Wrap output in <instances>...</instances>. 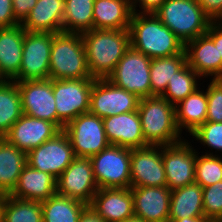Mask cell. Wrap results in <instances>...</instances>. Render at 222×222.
<instances>
[{
  "mask_svg": "<svg viewBox=\"0 0 222 222\" xmlns=\"http://www.w3.org/2000/svg\"><path fill=\"white\" fill-rule=\"evenodd\" d=\"M0 222H43L42 203L4 195L0 199Z\"/></svg>",
  "mask_w": 222,
  "mask_h": 222,
  "instance_id": "29",
  "label": "cell"
},
{
  "mask_svg": "<svg viewBox=\"0 0 222 222\" xmlns=\"http://www.w3.org/2000/svg\"><path fill=\"white\" fill-rule=\"evenodd\" d=\"M27 165V153L4 137L0 138V195H9L15 188L22 169Z\"/></svg>",
  "mask_w": 222,
  "mask_h": 222,
  "instance_id": "27",
  "label": "cell"
},
{
  "mask_svg": "<svg viewBox=\"0 0 222 222\" xmlns=\"http://www.w3.org/2000/svg\"><path fill=\"white\" fill-rule=\"evenodd\" d=\"M130 187L166 186L162 145L131 149Z\"/></svg>",
  "mask_w": 222,
  "mask_h": 222,
  "instance_id": "16",
  "label": "cell"
},
{
  "mask_svg": "<svg viewBox=\"0 0 222 222\" xmlns=\"http://www.w3.org/2000/svg\"><path fill=\"white\" fill-rule=\"evenodd\" d=\"M76 158L68 135L61 130L52 139L27 153V164L57 179Z\"/></svg>",
  "mask_w": 222,
  "mask_h": 222,
  "instance_id": "11",
  "label": "cell"
},
{
  "mask_svg": "<svg viewBox=\"0 0 222 222\" xmlns=\"http://www.w3.org/2000/svg\"><path fill=\"white\" fill-rule=\"evenodd\" d=\"M202 78L186 63L175 76L169 80L166 91L162 95L170 104L176 106L200 86Z\"/></svg>",
  "mask_w": 222,
  "mask_h": 222,
  "instance_id": "34",
  "label": "cell"
},
{
  "mask_svg": "<svg viewBox=\"0 0 222 222\" xmlns=\"http://www.w3.org/2000/svg\"><path fill=\"white\" fill-rule=\"evenodd\" d=\"M154 14L184 44L206 34L213 22L198 0H166Z\"/></svg>",
  "mask_w": 222,
  "mask_h": 222,
  "instance_id": "4",
  "label": "cell"
},
{
  "mask_svg": "<svg viewBox=\"0 0 222 222\" xmlns=\"http://www.w3.org/2000/svg\"><path fill=\"white\" fill-rule=\"evenodd\" d=\"M130 188L135 216L146 222H169L171 190L167 186Z\"/></svg>",
  "mask_w": 222,
  "mask_h": 222,
  "instance_id": "19",
  "label": "cell"
},
{
  "mask_svg": "<svg viewBox=\"0 0 222 222\" xmlns=\"http://www.w3.org/2000/svg\"><path fill=\"white\" fill-rule=\"evenodd\" d=\"M131 0H94L93 29H129Z\"/></svg>",
  "mask_w": 222,
  "mask_h": 222,
  "instance_id": "25",
  "label": "cell"
},
{
  "mask_svg": "<svg viewBox=\"0 0 222 222\" xmlns=\"http://www.w3.org/2000/svg\"><path fill=\"white\" fill-rule=\"evenodd\" d=\"M151 60L145 54L129 47L107 79L115 86L134 93L139 98L150 97Z\"/></svg>",
  "mask_w": 222,
  "mask_h": 222,
  "instance_id": "7",
  "label": "cell"
},
{
  "mask_svg": "<svg viewBox=\"0 0 222 222\" xmlns=\"http://www.w3.org/2000/svg\"><path fill=\"white\" fill-rule=\"evenodd\" d=\"M206 35L214 42V45L218 48L219 57L222 58V24L220 22H212Z\"/></svg>",
  "mask_w": 222,
  "mask_h": 222,
  "instance_id": "43",
  "label": "cell"
},
{
  "mask_svg": "<svg viewBox=\"0 0 222 222\" xmlns=\"http://www.w3.org/2000/svg\"><path fill=\"white\" fill-rule=\"evenodd\" d=\"M94 80L95 78L52 79L57 117L65 125L79 115L89 113Z\"/></svg>",
  "mask_w": 222,
  "mask_h": 222,
  "instance_id": "9",
  "label": "cell"
},
{
  "mask_svg": "<svg viewBox=\"0 0 222 222\" xmlns=\"http://www.w3.org/2000/svg\"><path fill=\"white\" fill-rule=\"evenodd\" d=\"M198 3L213 22L222 19V0H198Z\"/></svg>",
  "mask_w": 222,
  "mask_h": 222,
  "instance_id": "40",
  "label": "cell"
},
{
  "mask_svg": "<svg viewBox=\"0 0 222 222\" xmlns=\"http://www.w3.org/2000/svg\"><path fill=\"white\" fill-rule=\"evenodd\" d=\"M204 217L208 221H222V181L202 188Z\"/></svg>",
  "mask_w": 222,
  "mask_h": 222,
  "instance_id": "37",
  "label": "cell"
},
{
  "mask_svg": "<svg viewBox=\"0 0 222 222\" xmlns=\"http://www.w3.org/2000/svg\"><path fill=\"white\" fill-rule=\"evenodd\" d=\"M23 115L21 96L17 82L3 80L0 83V138Z\"/></svg>",
  "mask_w": 222,
  "mask_h": 222,
  "instance_id": "31",
  "label": "cell"
},
{
  "mask_svg": "<svg viewBox=\"0 0 222 222\" xmlns=\"http://www.w3.org/2000/svg\"><path fill=\"white\" fill-rule=\"evenodd\" d=\"M78 222H105L90 205H88L81 213Z\"/></svg>",
  "mask_w": 222,
  "mask_h": 222,
  "instance_id": "44",
  "label": "cell"
},
{
  "mask_svg": "<svg viewBox=\"0 0 222 222\" xmlns=\"http://www.w3.org/2000/svg\"><path fill=\"white\" fill-rule=\"evenodd\" d=\"M90 158L76 157L56 179V194L90 205L98 191Z\"/></svg>",
  "mask_w": 222,
  "mask_h": 222,
  "instance_id": "15",
  "label": "cell"
},
{
  "mask_svg": "<svg viewBox=\"0 0 222 222\" xmlns=\"http://www.w3.org/2000/svg\"><path fill=\"white\" fill-rule=\"evenodd\" d=\"M200 89L199 87L175 106V121L181 134L185 129L191 135L206 122L208 99L206 90Z\"/></svg>",
  "mask_w": 222,
  "mask_h": 222,
  "instance_id": "26",
  "label": "cell"
},
{
  "mask_svg": "<svg viewBox=\"0 0 222 222\" xmlns=\"http://www.w3.org/2000/svg\"><path fill=\"white\" fill-rule=\"evenodd\" d=\"M94 0H65L62 30L83 34L93 29Z\"/></svg>",
  "mask_w": 222,
  "mask_h": 222,
  "instance_id": "33",
  "label": "cell"
},
{
  "mask_svg": "<svg viewBox=\"0 0 222 222\" xmlns=\"http://www.w3.org/2000/svg\"><path fill=\"white\" fill-rule=\"evenodd\" d=\"M89 73L107 79L130 47L128 29H92L82 34Z\"/></svg>",
  "mask_w": 222,
  "mask_h": 222,
  "instance_id": "1",
  "label": "cell"
},
{
  "mask_svg": "<svg viewBox=\"0 0 222 222\" xmlns=\"http://www.w3.org/2000/svg\"><path fill=\"white\" fill-rule=\"evenodd\" d=\"M90 206L105 222H123L134 216L131 188L98 189Z\"/></svg>",
  "mask_w": 222,
  "mask_h": 222,
  "instance_id": "20",
  "label": "cell"
},
{
  "mask_svg": "<svg viewBox=\"0 0 222 222\" xmlns=\"http://www.w3.org/2000/svg\"><path fill=\"white\" fill-rule=\"evenodd\" d=\"M140 98L134 93L119 88L108 79H95L89 113L100 118L138 110Z\"/></svg>",
  "mask_w": 222,
  "mask_h": 222,
  "instance_id": "12",
  "label": "cell"
},
{
  "mask_svg": "<svg viewBox=\"0 0 222 222\" xmlns=\"http://www.w3.org/2000/svg\"><path fill=\"white\" fill-rule=\"evenodd\" d=\"M37 0H12L15 18L22 23L36 5Z\"/></svg>",
  "mask_w": 222,
  "mask_h": 222,
  "instance_id": "41",
  "label": "cell"
},
{
  "mask_svg": "<svg viewBox=\"0 0 222 222\" xmlns=\"http://www.w3.org/2000/svg\"><path fill=\"white\" fill-rule=\"evenodd\" d=\"M199 154L196 150L195 182L203 188L222 181V153Z\"/></svg>",
  "mask_w": 222,
  "mask_h": 222,
  "instance_id": "35",
  "label": "cell"
},
{
  "mask_svg": "<svg viewBox=\"0 0 222 222\" xmlns=\"http://www.w3.org/2000/svg\"><path fill=\"white\" fill-rule=\"evenodd\" d=\"M123 222H146V221H144L142 218L134 215L128 219H125Z\"/></svg>",
  "mask_w": 222,
  "mask_h": 222,
  "instance_id": "46",
  "label": "cell"
},
{
  "mask_svg": "<svg viewBox=\"0 0 222 222\" xmlns=\"http://www.w3.org/2000/svg\"><path fill=\"white\" fill-rule=\"evenodd\" d=\"M23 114L54 123L60 130L65 124L57 117L52 79L17 82Z\"/></svg>",
  "mask_w": 222,
  "mask_h": 222,
  "instance_id": "13",
  "label": "cell"
},
{
  "mask_svg": "<svg viewBox=\"0 0 222 222\" xmlns=\"http://www.w3.org/2000/svg\"><path fill=\"white\" fill-rule=\"evenodd\" d=\"M26 30L22 24L0 28V76L12 80L20 70Z\"/></svg>",
  "mask_w": 222,
  "mask_h": 222,
  "instance_id": "23",
  "label": "cell"
},
{
  "mask_svg": "<svg viewBox=\"0 0 222 222\" xmlns=\"http://www.w3.org/2000/svg\"><path fill=\"white\" fill-rule=\"evenodd\" d=\"M49 70V79L92 78L81 34L65 31L54 33Z\"/></svg>",
  "mask_w": 222,
  "mask_h": 222,
  "instance_id": "5",
  "label": "cell"
},
{
  "mask_svg": "<svg viewBox=\"0 0 222 222\" xmlns=\"http://www.w3.org/2000/svg\"><path fill=\"white\" fill-rule=\"evenodd\" d=\"M190 143L183 138L178 143L162 146L166 186L171 191L195 182L196 149Z\"/></svg>",
  "mask_w": 222,
  "mask_h": 222,
  "instance_id": "14",
  "label": "cell"
},
{
  "mask_svg": "<svg viewBox=\"0 0 222 222\" xmlns=\"http://www.w3.org/2000/svg\"><path fill=\"white\" fill-rule=\"evenodd\" d=\"M166 0H131L133 13H154ZM137 9L136 7H138Z\"/></svg>",
  "mask_w": 222,
  "mask_h": 222,
  "instance_id": "42",
  "label": "cell"
},
{
  "mask_svg": "<svg viewBox=\"0 0 222 222\" xmlns=\"http://www.w3.org/2000/svg\"><path fill=\"white\" fill-rule=\"evenodd\" d=\"M54 194L56 179L51 174L36 170L27 164L9 195L16 199L43 202Z\"/></svg>",
  "mask_w": 222,
  "mask_h": 222,
  "instance_id": "22",
  "label": "cell"
},
{
  "mask_svg": "<svg viewBox=\"0 0 222 222\" xmlns=\"http://www.w3.org/2000/svg\"><path fill=\"white\" fill-rule=\"evenodd\" d=\"M175 222H209L205 217H187L178 219Z\"/></svg>",
  "mask_w": 222,
  "mask_h": 222,
  "instance_id": "45",
  "label": "cell"
},
{
  "mask_svg": "<svg viewBox=\"0 0 222 222\" xmlns=\"http://www.w3.org/2000/svg\"><path fill=\"white\" fill-rule=\"evenodd\" d=\"M90 160L99 189L130 188L131 149L109 145Z\"/></svg>",
  "mask_w": 222,
  "mask_h": 222,
  "instance_id": "6",
  "label": "cell"
},
{
  "mask_svg": "<svg viewBox=\"0 0 222 222\" xmlns=\"http://www.w3.org/2000/svg\"><path fill=\"white\" fill-rule=\"evenodd\" d=\"M128 30L130 47L151 59L184 51L185 44L154 13H133Z\"/></svg>",
  "mask_w": 222,
  "mask_h": 222,
  "instance_id": "2",
  "label": "cell"
},
{
  "mask_svg": "<svg viewBox=\"0 0 222 222\" xmlns=\"http://www.w3.org/2000/svg\"><path fill=\"white\" fill-rule=\"evenodd\" d=\"M206 89L208 108L206 121L222 122V79H211Z\"/></svg>",
  "mask_w": 222,
  "mask_h": 222,
  "instance_id": "38",
  "label": "cell"
},
{
  "mask_svg": "<svg viewBox=\"0 0 222 222\" xmlns=\"http://www.w3.org/2000/svg\"><path fill=\"white\" fill-rule=\"evenodd\" d=\"M186 63L185 50L174 56L153 58L150 65L151 96H162L166 91L169 80Z\"/></svg>",
  "mask_w": 222,
  "mask_h": 222,
  "instance_id": "30",
  "label": "cell"
},
{
  "mask_svg": "<svg viewBox=\"0 0 222 222\" xmlns=\"http://www.w3.org/2000/svg\"><path fill=\"white\" fill-rule=\"evenodd\" d=\"M20 24L15 18L12 8V0H0V28L12 27Z\"/></svg>",
  "mask_w": 222,
  "mask_h": 222,
  "instance_id": "39",
  "label": "cell"
},
{
  "mask_svg": "<svg viewBox=\"0 0 222 222\" xmlns=\"http://www.w3.org/2000/svg\"><path fill=\"white\" fill-rule=\"evenodd\" d=\"M53 33L28 32L24 35L22 61L15 82L45 80L50 76Z\"/></svg>",
  "mask_w": 222,
  "mask_h": 222,
  "instance_id": "8",
  "label": "cell"
},
{
  "mask_svg": "<svg viewBox=\"0 0 222 222\" xmlns=\"http://www.w3.org/2000/svg\"><path fill=\"white\" fill-rule=\"evenodd\" d=\"M191 136L195 141L200 142L202 146L208 147L211 151L215 149V154L208 150L204 154L217 155L219 151L222 152V122L206 121Z\"/></svg>",
  "mask_w": 222,
  "mask_h": 222,
  "instance_id": "36",
  "label": "cell"
},
{
  "mask_svg": "<svg viewBox=\"0 0 222 222\" xmlns=\"http://www.w3.org/2000/svg\"><path fill=\"white\" fill-rule=\"evenodd\" d=\"M187 217H204L202 187L196 182L171 191L169 222Z\"/></svg>",
  "mask_w": 222,
  "mask_h": 222,
  "instance_id": "28",
  "label": "cell"
},
{
  "mask_svg": "<svg viewBox=\"0 0 222 222\" xmlns=\"http://www.w3.org/2000/svg\"><path fill=\"white\" fill-rule=\"evenodd\" d=\"M43 222H78L87 204L59 194L41 202Z\"/></svg>",
  "mask_w": 222,
  "mask_h": 222,
  "instance_id": "32",
  "label": "cell"
},
{
  "mask_svg": "<svg viewBox=\"0 0 222 222\" xmlns=\"http://www.w3.org/2000/svg\"><path fill=\"white\" fill-rule=\"evenodd\" d=\"M63 131L68 135L76 157L90 158L110 145L102 118L91 113L71 120Z\"/></svg>",
  "mask_w": 222,
  "mask_h": 222,
  "instance_id": "10",
  "label": "cell"
},
{
  "mask_svg": "<svg viewBox=\"0 0 222 222\" xmlns=\"http://www.w3.org/2000/svg\"><path fill=\"white\" fill-rule=\"evenodd\" d=\"M106 138L110 145L129 149L149 146L143 137L138 111H130L102 118Z\"/></svg>",
  "mask_w": 222,
  "mask_h": 222,
  "instance_id": "18",
  "label": "cell"
},
{
  "mask_svg": "<svg viewBox=\"0 0 222 222\" xmlns=\"http://www.w3.org/2000/svg\"><path fill=\"white\" fill-rule=\"evenodd\" d=\"M61 130L52 122L23 114L4 138L19 150L28 153L52 139Z\"/></svg>",
  "mask_w": 222,
  "mask_h": 222,
  "instance_id": "17",
  "label": "cell"
},
{
  "mask_svg": "<svg viewBox=\"0 0 222 222\" xmlns=\"http://www.w3.org/2000/svg\"><path fill=\"white\" fill-rule=\"evenodd\" d=\"M137 111L149 145H171L183 140L175 121V106L162 96L140 98Z\"/></svg>",
  "mask_w": 222,
  "mask_h": 222,
  "instance_id": "3",
  "label": "cell"
},
{
  "mask_svg": "<svg viewBox=\"0 0 222 222\" xmlns=\"http://www.w3.org/2000/svg\"><path fill=\"white\" fill-rule=\"evenodd\" d=\"M65 0H37L36 5L21 23L28 32L57 33L63 26Z\"/></svg>",
  "mask_w": 222,
  "mask_h": 222,
  "instance_id": "24",
  "label": "cell"
},
{
  "mask_svg": "<svg viewBox=\"0 0 222 222\" xmlns=\"http://www.w3.org/2000/svg\"><path fill=\"white\" fill-rule=\"evenodd\" d=\"M188 65L201 77L222 79V58L218 48L206 35L198 36L185 44ZM213 77V78H212Z\"/></svg>",
  "mask_w": 222,
  "mask_h": 222,
  "instance_id": "21",
  "label": "cell"
}]
</instances>
